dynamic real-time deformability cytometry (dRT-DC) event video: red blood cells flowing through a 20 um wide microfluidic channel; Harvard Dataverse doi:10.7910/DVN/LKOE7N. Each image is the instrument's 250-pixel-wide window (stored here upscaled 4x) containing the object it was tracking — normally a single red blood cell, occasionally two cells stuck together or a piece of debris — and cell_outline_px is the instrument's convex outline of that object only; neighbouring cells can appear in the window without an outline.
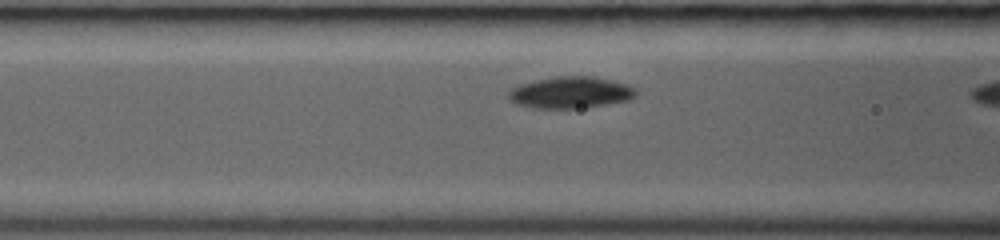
{"species": "common noctule bat (a hibernating species)", "species_latin": "Nyctalus noctula", "temperature_condition": "room temperature", "stored_images_in_passage": 8, "camera_frame_rate_fps": 3000, "um_per_image_px": 0.085, "animal": {"sex": "female", "body_mass_g": 19.0, "forearm_length_mm": 53.3}, "frame": {"image": 1, "passage_image": 7, "time_ms": 2.0, "image_size_px": [1000, 240], "cell_outline_px": [[636, 96], [628, 100], [604, 104], [576, 108], [532, 108], [516, 104], [508, 96], [508, 88], [520, 84], [536, 80], [556, 76], [592, 76], [628, 84], [636, 88]], "centroid_in_image_um": [48.47, 7.85], "position_along_channel_um": 118.1, "area_um2": 23.41}}